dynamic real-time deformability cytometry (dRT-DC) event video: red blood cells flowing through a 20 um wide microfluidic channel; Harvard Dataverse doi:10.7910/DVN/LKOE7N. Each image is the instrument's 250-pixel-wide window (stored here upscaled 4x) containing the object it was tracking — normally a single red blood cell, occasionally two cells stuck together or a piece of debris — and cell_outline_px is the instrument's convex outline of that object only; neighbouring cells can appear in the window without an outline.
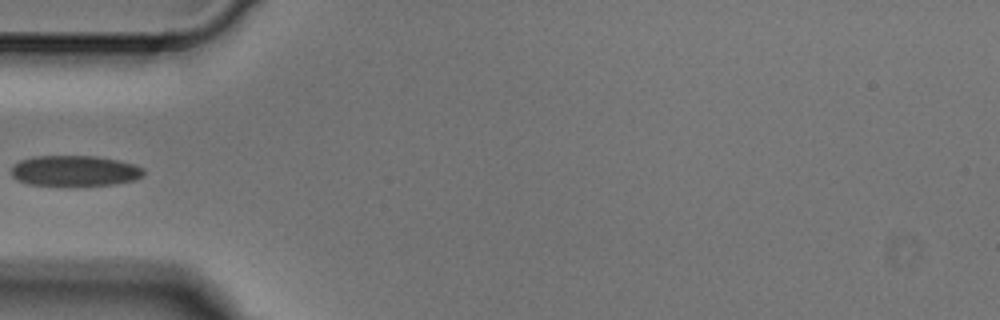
{"species": "Egyptian fruit bat (a non-hibernating species)", "species_latin": "Rousettus aegyptiacus", "temperature_condition": "cold", "stored_images_in_passage": 5, "camera_frame_rate_fps": 3000, "um_per_image_px": 0.085, "animal": {"sex": "male"}, "frame": {"image": 1, "passage_image": 4, "time_ms": 1.0, "image_size_px": [1000, 320], "cell_outline_px": [[144, 176], [136, 180], [112, 184], [72, 188], [28, 184], [16, 180], [12, 176], [12, 168], [20, 160], [32, 156], [96, 156], [136, 164], [144, 168]], "centroid_in_image_um": [6.37, 14.56], "position_along_channel_um": 78.6, "area_um2": 24.51}}
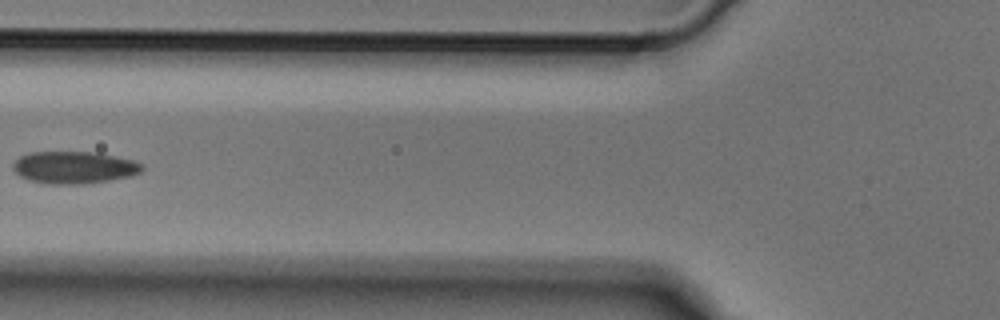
{"frame": {"image": 2, "passage_image": 5, "time_ms": 1.333, "image_size_px": [1000, 320], "cell_outline_px": [[144, 168], [140, 172], [132, 176], [84, 184], [48, 184], [28, 180], [20, 176], [12, 168], [12, 164], [20, 156], [28, 152], [96, 152], [136, 160], [144, 164]], "centroid_in_image_um": [6.32, 14.23], "position_along_channel_um": 119.5, "area_um2": 24.51}}